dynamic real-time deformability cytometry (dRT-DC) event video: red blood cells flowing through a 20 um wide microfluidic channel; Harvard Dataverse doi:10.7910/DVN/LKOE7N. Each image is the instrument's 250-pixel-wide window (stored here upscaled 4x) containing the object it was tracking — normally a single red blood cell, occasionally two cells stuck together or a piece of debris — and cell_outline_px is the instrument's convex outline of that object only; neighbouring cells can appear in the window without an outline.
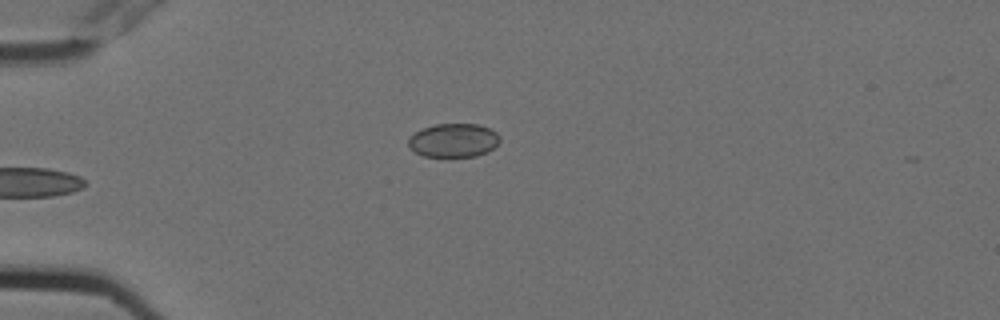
{"species": "Egyptian fruit bat (a non-hibernating species)", "species_latin": "Rousettus aegyptiacus", "temperature_condition": "cold", "stored_images_in_passage": 17, "camera_frame_rate_fps": 3000, "um_per_image_px": 0.085, "animal": {"sex": "female"}, "frame": {"image": 1, "passage_image": 6, "time_ms": 1.667, "image_size_px": [1000, 320], "cell_outline_px": [[500, 140], [488, 152], [476, 156], [424, 156], [416, 152], [408, 144], [408, 140], [416, 132], [424, 128], [436, 124], [476, 124], [488, 128], [496, 132], [500, 136]], "centroid_in_image_um": [38.58, 11.93], "position_along_channel_um": 46.4, "area_um2": 17.63}}
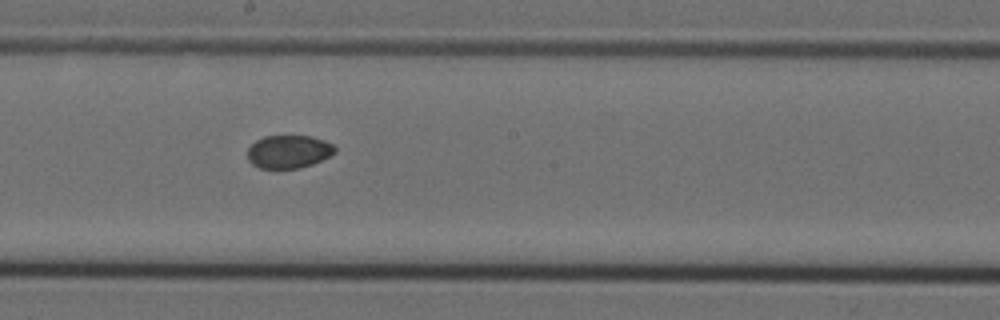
{"frame": {"image": 2, "passage_image": 11, "time_ms": 3.333, "image_size_px": [1000, 320], "cell_outline_px": [[336, 152], [312, 164], [300, 168], [276, 172], [260, 168], [252, 164], [248, 160], [248, 148], [256, 140], [264, 136], [312, 136], [324, 140], [332, 144], [336, 148]], "centroid_in_image_um": [24.5, 12.93], "position_along_channel_um": 223.7, "area_um2": 17.34}}
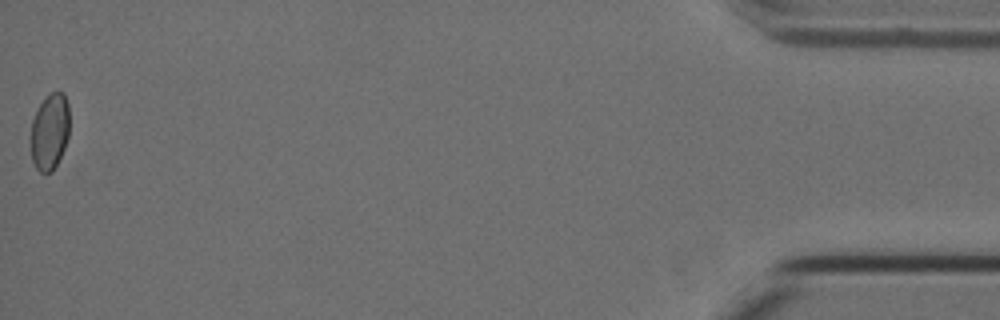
{"frame": {"image": 3, "passage_image": 17, "time_ms": 5.333, "image_size_px": [1000, 320], "cell_outline_px": [[68, 136], [64, 148], [52, 172], [40, 172], [36, 168], [32, 160], [32, 120], [40, 104], [48, 92], [64, 92], [68, 104]], "centroid_in_image_um": [4.23, 11.16], "position_along_channel_um": 431.0, "area_um2": 16.94}}